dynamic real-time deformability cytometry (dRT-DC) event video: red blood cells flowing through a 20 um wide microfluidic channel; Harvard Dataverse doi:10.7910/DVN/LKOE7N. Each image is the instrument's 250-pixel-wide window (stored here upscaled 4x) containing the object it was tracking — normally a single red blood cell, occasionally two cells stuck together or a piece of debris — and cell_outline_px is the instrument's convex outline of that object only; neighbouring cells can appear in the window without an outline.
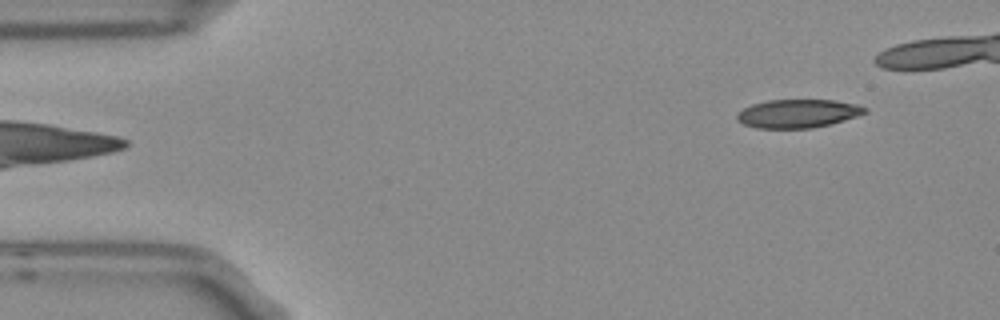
{"species": "Egyptian fruit bat (a non-hibernating species)", "species_latin": "Rousettus aegyptiacus", "temperature_condition": "room temperature", "stored_images_in_passage": 6, "camera_frame_rate_fps": 3000, "um_per_image_px": 0.085, "frame": {"image": 1, "passage_image": 1, "time_ms": 0.0, "image_size_px": [1000, 320], "cell_outline_px": [[868, 112], [832, 124], [812, 128], [756, 128], [744, 124], [736, 120], [736, 112], [752, 104], [768, 100], [836, 100], [856, 104], [868, 108]], "centroid_in_image_um": [67.81, 9.65], "position_along_channel_um": 17.2, "area_um2": 21.33}}